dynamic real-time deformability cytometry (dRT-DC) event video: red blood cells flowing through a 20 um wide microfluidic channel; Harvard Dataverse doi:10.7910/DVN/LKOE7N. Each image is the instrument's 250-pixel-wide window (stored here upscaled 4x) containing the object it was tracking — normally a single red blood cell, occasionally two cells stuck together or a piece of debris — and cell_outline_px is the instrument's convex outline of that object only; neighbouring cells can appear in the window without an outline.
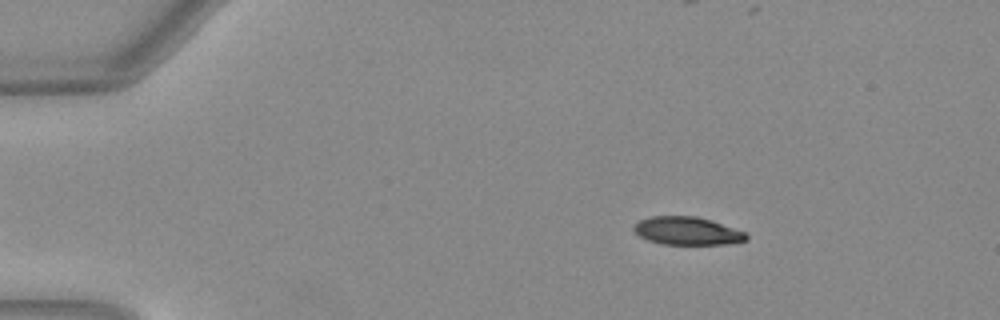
{"species": "Egyptian fruit bat (a non-hibernating species)", "species_latin": "Rousettus aegyptiacus", "temperature_condition": "warm", "stored_images_in_passage": 37, "camera_frame_rate_fps": 3000, "um_per_image_px": 0.085, "animal": {"sex": "female"}, "frame": {"image": 1, "passage_image": 2, "time_ms": 0.333, "image_size_px": [1000, 320], "cell_outline_px": [[748, 240], [724, 244], [664, 244], [648, 240], [640, 236], [632, 228], [640, 220], [652, 216], [696, 216], [712, 220], [744, 232], [748, 236]], "centroid_in_image_um": [58.42, 19.62], "position_along_channel_um": 26.6, "area_um2": 18.15}}
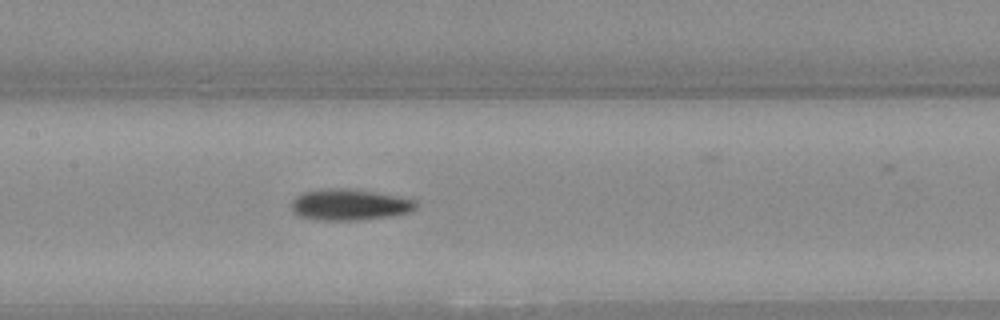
{"frame": {"image": 2, "passage_image": 19, "time_ms": 6.0, "image_size_px": [1000, 320], "cell_outline_px": [[416, 208], [404, 212], [388, 216], [356, 220], [320, 220], [300, 216], [292, 212], [292, 200], [296, 196], [304, 192], [320, 188], [348, 188], [396, 196], [412, 200], [416, 204]], "centroid_in_image_um": [29.6, 17.39], "position_along_channel_um": 177.8, "area_um2": 22.2}}
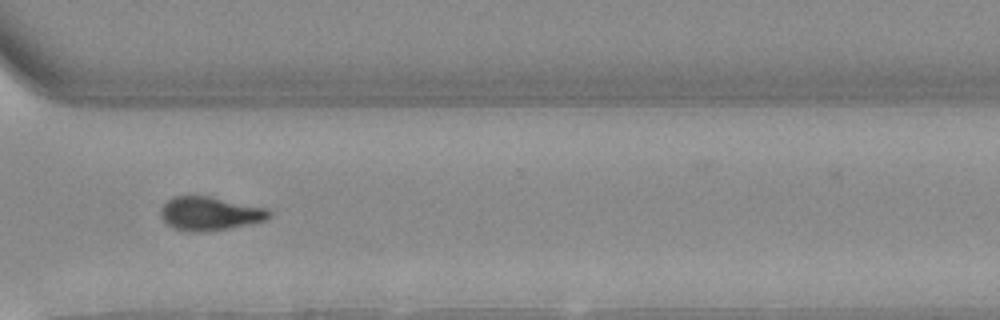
{"frame": {"image": 3, "passage_image": 32, "time_ms": 10.333, "image_size_px": [1000, 320], "cell_outline_px": [[272, 212], [264, 220], [248, 224], [208, 232], [196, 232], [172, 228], [160, 216], [160, 208], [172, 196], [208, 196], [268, 208]], "centroid_in_image_um": [17.81, 18.15], "position_along_channel_um": 352.8, "area_um2": 21.15}}